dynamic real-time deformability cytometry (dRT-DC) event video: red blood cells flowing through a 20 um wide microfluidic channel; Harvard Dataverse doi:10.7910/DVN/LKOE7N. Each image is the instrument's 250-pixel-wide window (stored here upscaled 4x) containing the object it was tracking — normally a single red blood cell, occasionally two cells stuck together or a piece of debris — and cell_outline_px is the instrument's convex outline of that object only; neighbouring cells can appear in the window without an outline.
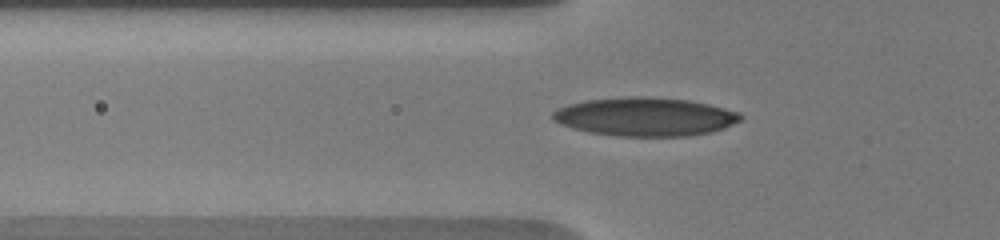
{"species": "human", "species_latin": "Homo sapiens", "temperature_condition": "warm", "stored_images_in_passage": 69, "camera_frame_rate_fps": 3000, "um_per_image_px": 0.085, "donor": {"sex": "male"}, "frame": {"image": 1, "passage_image": 9, "time_ms": 1.667, "image_size_px": [1000, 240], "cell_outline_px": [[744, 116], [740, 120], [724, 128], [712, 132], [688, 136], [616, 136], [588, 132], [572, 128], [560, 124], [552, 120], [552, 112], [568, 104], [588, 100], [628, 96], [640, 96], [688, 100], [708, 104], [740, 112]], "centroid_in_image_um": [54.83, 9.93], "position_along_channel_um": 71.0, "area_um2": 42.25}}
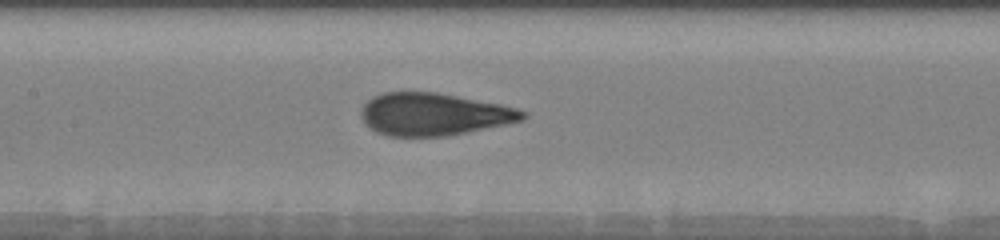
{"frame": {"image": 2, "passage_image": 19, "time_ms": 4.333, "image_size_px": [1000, 240], "cell_outline_px": [[528, 116], [524, 120], [508, 124], [444, 136], [388, 136], [376, 132], [364, 120], [360, 112], [364, 104], [372, 96], [384, 92], [436, 92], [500, 104], [516, 108], [528, 112]], "centroid_in_image_um": [36.9, 9.7], "position_along_channel_um": 170.5, "area_um2": 39.82}}
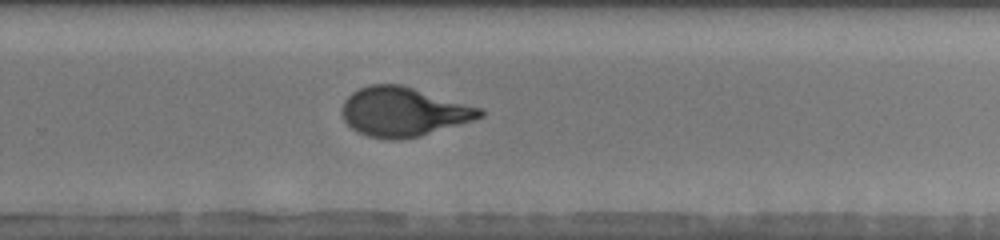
{"frame": {"image": 3, "passage_image": 37, "time_ms": 7.667, "image_size_px": [1000, 240], "cell_outline_px": [[484, 116], [472, 120], [420, 136], [400, 140], [392, 140], [368, 136], [356, 132], [344, 120], [344, 100], [352, 92], [368, 84], [400, 84], [484, 108]], "centroid_in_image_um": [34.31, 9.5], "position_along_channel_um": 295.5, "area_um2": 39.42}}